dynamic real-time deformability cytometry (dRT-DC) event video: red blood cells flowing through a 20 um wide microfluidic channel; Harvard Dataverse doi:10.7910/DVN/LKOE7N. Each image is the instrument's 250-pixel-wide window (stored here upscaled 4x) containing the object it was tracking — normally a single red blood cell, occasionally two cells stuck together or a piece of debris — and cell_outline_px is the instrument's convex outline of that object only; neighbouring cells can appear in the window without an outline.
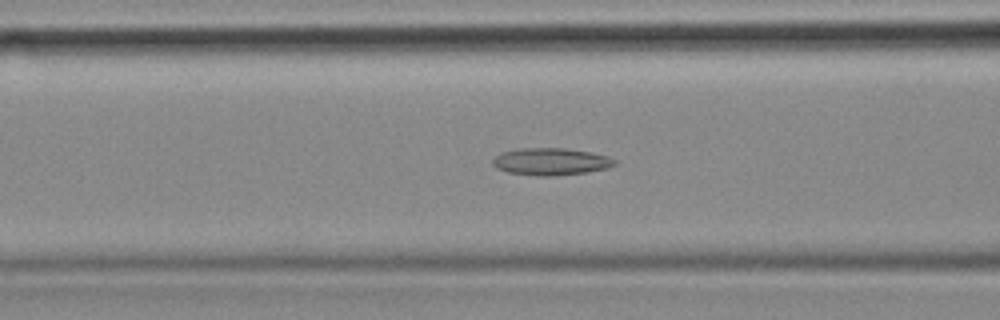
{"species": "common noctule bat (a hibernating species)", "species_latin": "Nyctalus noctula", "temperature_condition": "cold", "stored_images_in_passage": 47, "camera_frame_rate_fps": 3000, "um_per_image_px": 0.085, "animal": {"sex": "female", "body_mass_g": 18.4}, "frame": {"image": 1, "passage_image": 12, "time_ms": 3.667, "image_size_px": [1000, 320], "cell_outline_px": [[616, 164], [608, 168], [588, 172], [556, 176], [536, 176], [508, 172], [496, 168], [492, 164], [492, 160], [500, 152], [516, 148], [564, 148], [588, 152], [608, 156], [616, 160]], "centroid_in_image_um": [46.8, 13.74], "position_along_channel_um": 119.8, "area_um2": 19.48}}
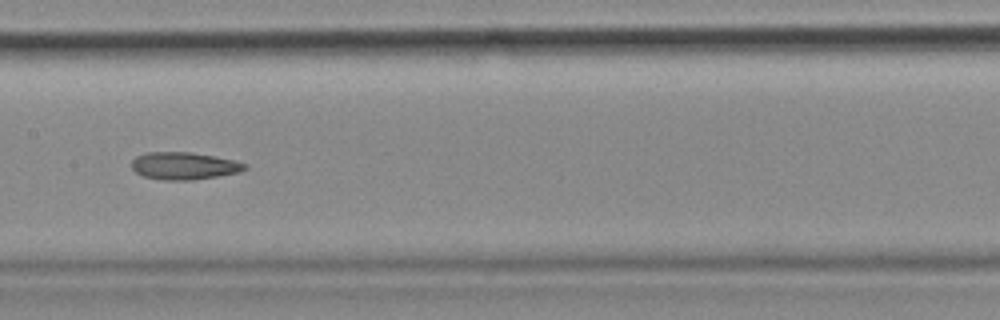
{"frame": {"image": 2, "passage_image": 18, "time_ms": 5.667, "image_size_px": [1000, 320], "cell_outline_px": [[248, 168], [240, 172], [192, 180], [164, 180], [144, 176], [136, 172], [132, 168], [132, 160], [136, 156], [148, 152], [188, 152], [212, 156], [232, 160], [248, 164]], "centroid_in_image_um": [15.64, 14.1], "position_along_channel_um": 191.8, "area_um2": 17.86}}
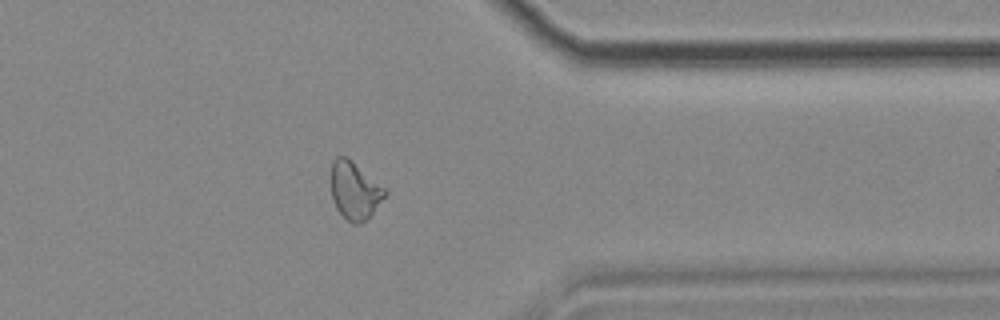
{"frame": {"image": 3, "passage_image": 35, "time_ms": 11.333, "image_size_px": [1000, 320], "cell_outline_px": [[388, 192], [372, 212], [360, 224], [352, 224], [336, 208], [332, 200], [332, 160], [336, 156], [344, 156], [388, 188]], "centroid_in_image_um": [30.16, 16.19], "position_along_channel_um": 381.2, "area_um2": 17.8}, "authors_computed_cell_mechanics": {"area_um2": 18.3804, "velocity_mm_per_s": 3.5743, "shape_relaxation_time_tau1_ms": null, "shape_relaxation_time_tau2_ms": 6.5635, "deformation_change_tau1": null, "deformation_change_tau2": 0.1311}}